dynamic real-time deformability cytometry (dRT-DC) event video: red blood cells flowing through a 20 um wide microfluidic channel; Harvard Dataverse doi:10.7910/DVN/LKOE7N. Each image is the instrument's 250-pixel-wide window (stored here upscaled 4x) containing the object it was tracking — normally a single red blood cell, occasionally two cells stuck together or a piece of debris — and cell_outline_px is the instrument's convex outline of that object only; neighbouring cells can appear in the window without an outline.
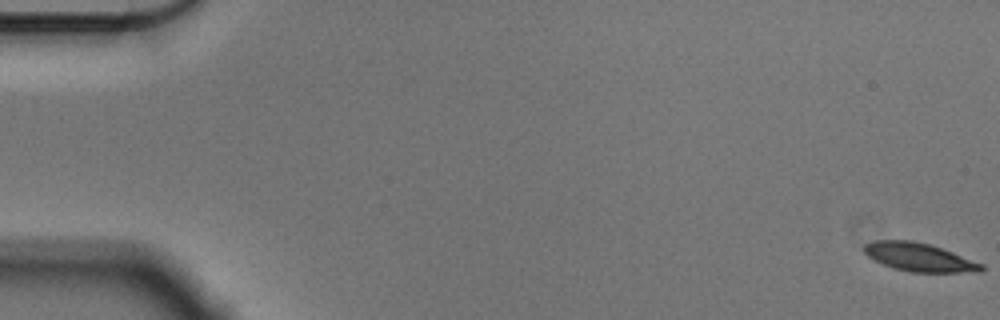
{"species": "Egyptian fruit bat (a non-hibernating species)", "species_latin": "Rousettus aegyptiacus", "temperature_condition": "cold", "stored_images_in_passage": 11, "camera_frame_rate_fps": 3000, "um_per_image_px": 0.085, "animal": {"sex": "male"}, "frame": {"image": 1, "passage_image": 1, "time_ms": 0.0, "image_size_px": [1000, 320], "cell_outline_px": [[984, 272], [912, 272], [892, 268], [872, 260], [864, 252], [864, 244], [872, 240], [912, 240], [928, 244], [952, 252], [984, 264]], "centroid_in_image_um": [78.11, 21.86], "position_along_channel_um": 6.9, "area_um2": 19.48}}